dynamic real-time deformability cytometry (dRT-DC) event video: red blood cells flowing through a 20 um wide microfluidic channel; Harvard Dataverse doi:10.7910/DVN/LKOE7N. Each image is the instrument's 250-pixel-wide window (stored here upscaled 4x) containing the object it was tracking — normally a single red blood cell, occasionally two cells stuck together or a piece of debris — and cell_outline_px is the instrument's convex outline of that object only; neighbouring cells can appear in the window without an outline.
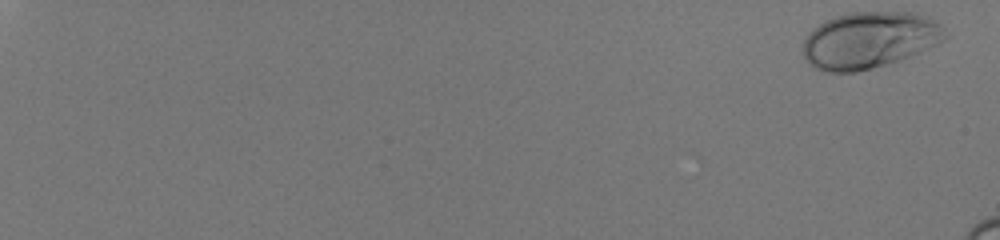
{"species": "human", "species_latin": "Homo sapiens", "temperature_condition": "room temperature", "stored_images_in_passage": 57, "camera_frame_rate_fps": 3000, "um_per_image_px": 0.085, "donor": {"sex": "male"}, "frame": {"image": 1, "passage_image": 1, "time_ms": 0.0, "image_size_px": [1000, 240], "cell_outline_px": [[948, 36], [944, 40], [928, 48], [900, 60], [872, 68], [856, 72], [824, 72], [808, 64], [804, 56], [804, 40], [812, 28], [836, 16], [848, 12], [916, 12], [928, 16], [940, 24], [944, 28]], "centroid_in_image_um": [73.91, 3.4], "position_along_channel_um": 11.1, "area_um2": 46.88}}
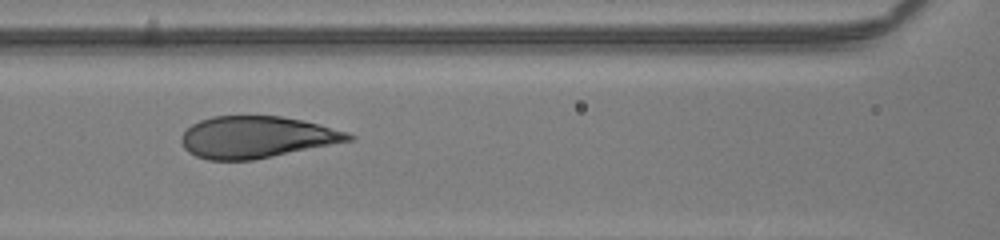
{"frame": {"image": 2, "passage_image": 31, "time_ms": 10.0, "image_size_px": [1000, 240], "cell_outline_px": [[356, 140], [252, 160], [208, 160], [196, 156], [188, 152], [184, 148], [180, 140], [184, 132], [192, 124], [200, 120], [212, 116], [280, 116], [300, 120], [348, 132], [356, 136]], "centroid_in_image_um": [21.81, 11.66], "position_along_channel_um": 144.8, "area_um2": 40.58}}
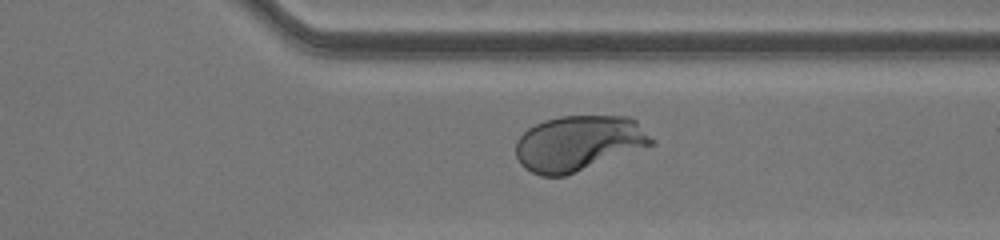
{"frame": {"image": 3, "passage_image": 47, "time_ms": 15.333, "image_size_px": [1000, 240], "cell_outline_px": [[656, 144], [564, 176], [540, 176], [524, 168], [520, 164], [516, 156], [516, 140], [528, 128], [544, 120], [560, 116], [632, 116], [656, 140]], "centroid_in_image_um": [49.2, 12.16], "position_along_channel_um": 362.2, "area_um2": 44.04}}